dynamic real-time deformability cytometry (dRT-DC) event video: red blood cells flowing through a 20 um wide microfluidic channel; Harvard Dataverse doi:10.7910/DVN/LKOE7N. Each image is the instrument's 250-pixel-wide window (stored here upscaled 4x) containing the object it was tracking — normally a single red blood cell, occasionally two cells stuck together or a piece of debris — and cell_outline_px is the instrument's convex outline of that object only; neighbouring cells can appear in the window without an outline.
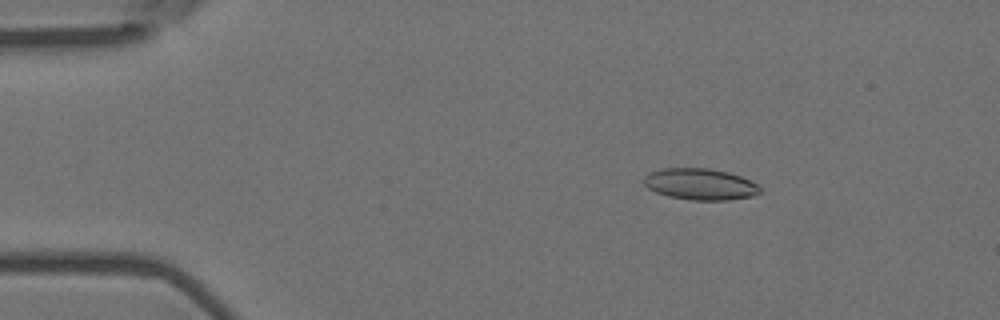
{"species": "Egyptian fruit bat (a non-hibernating species)", "species_latin": "Rousettus aegyptiacus", "temperature_condition": "room temperature", "stored_images_in_passage": 4, "camera_frame_rate_fps": 3000, "um_per_image_px": 0.085, "animal": {"sex": "female"}, "frame": {"image": 1, "passage_image": 2, "time_ms": 0.333, "image_size_px": [1000, 320], "cell_outline_px": [[760, 192], [752, 196], [728, 200], [692, 200], [668, 196], [656, 192], [648, 188], [644, 184], [644, 176], [648, 172], [660, 168], [708, 168], [728, 172], [740, 176], [756, 184], [760, 188]], "centroid_in_image_um": [59.47, 15.65], "position_along_channel_um": 25.5, "area_um2": 21.21}}